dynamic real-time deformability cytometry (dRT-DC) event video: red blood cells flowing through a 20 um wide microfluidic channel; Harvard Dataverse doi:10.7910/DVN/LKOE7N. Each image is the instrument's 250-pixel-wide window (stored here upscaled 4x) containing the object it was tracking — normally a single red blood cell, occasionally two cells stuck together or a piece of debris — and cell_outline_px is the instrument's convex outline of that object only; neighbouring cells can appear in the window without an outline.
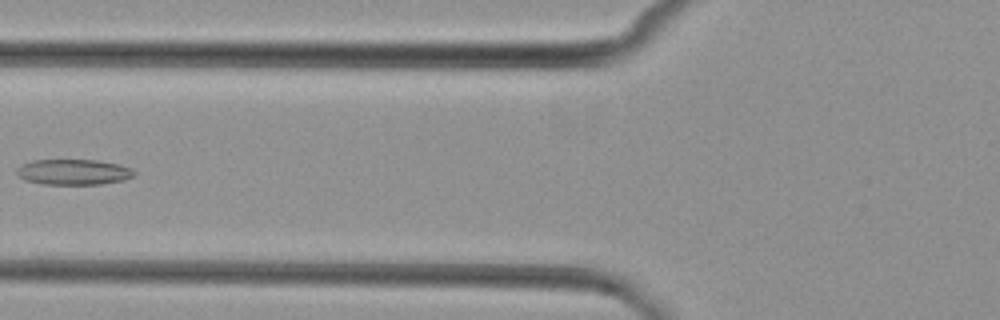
{"species": "common noctule bat (a hibernating species)", "species_latin": "Nyctalus noctula", "temperature_condition": "cold", "stored_images_in_passage": 6, "camera_frame_rate_fps": 3000, "um_per_image_px": 0.085, "animal": {"sex": "female", "body_mass_g": 29.2, "forearm_length_mm": 56.3}, "frame": {"image": 1, "passage_image": 5, "time_ms": 5.667, "image_size_px": [1000, 320], "cell_outline_px": [[136, 176], [124, 180], [100, 184], [44, 184], [24, 180], [16, 172], [16, 168], [20, 164], [32, 160], [96, 160], [116, 164], [132, 168], [136, 172]], "centroid_in_image_um": [6.25, 14.62], "position_along_channel_um": 119.6, "area_um2": 17.57}}
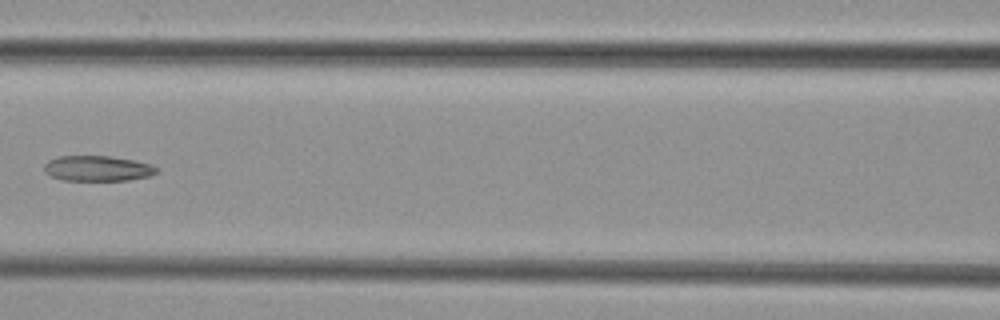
{"frame": {"image": 2, "passage_image": 6, "time_ms": 6.667, "image_size_px": [1000, 320], "cell_outline_px": [[160, 172], [148, 176], [128, 180], [64, 180], [52, 176], [44, 172], [44, 164], [48, 160], [56, 156], [112, 156], [152, 164], [160, 168]], "centroid_in_image_um": [8.32, 14.31], "position_along_channel_um": 158.3, "area_um2": 16.76}}